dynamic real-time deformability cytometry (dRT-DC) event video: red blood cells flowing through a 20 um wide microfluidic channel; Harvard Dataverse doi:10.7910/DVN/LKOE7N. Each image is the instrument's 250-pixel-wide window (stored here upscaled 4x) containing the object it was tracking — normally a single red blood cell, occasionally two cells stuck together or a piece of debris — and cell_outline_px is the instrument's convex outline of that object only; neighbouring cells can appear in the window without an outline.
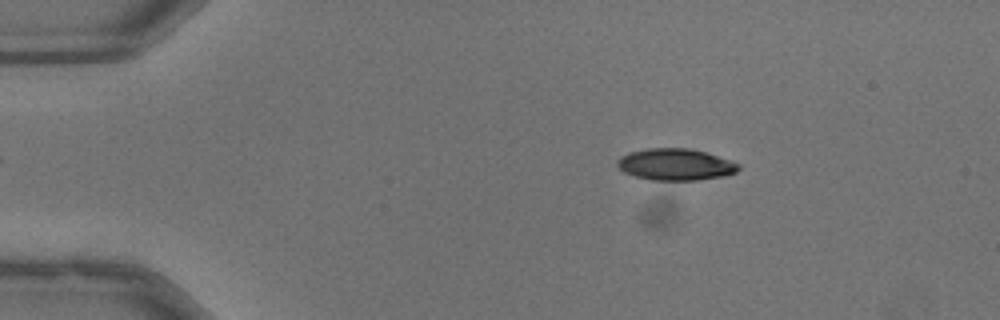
{"species": "common noctule bat (a hibernating species)", "species_latin": "Nyctalus noctula", "temperature_condition": "warm", "stored_images_in_passage": 44, "camera_frame_rate_fps": 3000, "um_per_image_px": 0.085, "animal": {"sex": "male", "body_mass_g": 13.3}, "frame": {"image": 1, "passage_image": 1, "time_ms": 0.0, "image_size_px": [1000, 320], "cell_outline_px": [[740, 168], [736, 172], [724, 176], [696, 180], [652, 180], [636, 176], [624, 172], [616, 164], [616, 160], [620, 156], [628, 152], [648, 148], [692, 148], [740, 164]], "centroid_in_image_um": [57.39, 13.97], "position_along_channel_um": 27.6, "area_um2": 22.31}}
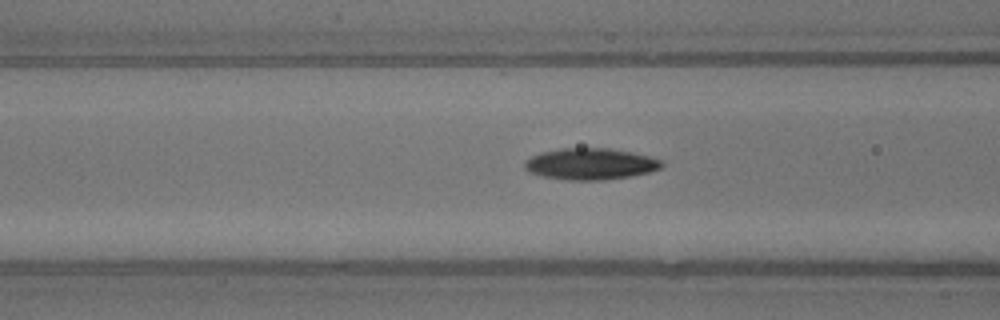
{"frame": {"image": 2, "passage_image": 13, "time_ms": 4.0, "image_size_px": [1000, 320], "cell_outline_px": [[664, 164], [660, 168], [648, 172], [628, 176], [604, 180], [568, 180], [544, 176], [532, 172], [524, 168], [524, 160], [540, 152], [560, 148], [608, 148], [632, 152], [648, 156], [660, 160]], "centroid_in_image_um": [50.16, 13.92], "position_along_channel_um": 116.4, "area_um2": 24.91}}
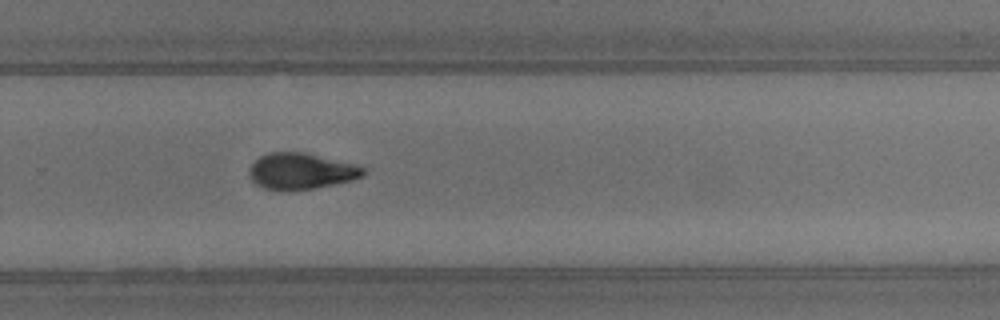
{"frame": {"image": 3, "passage_image": 27, "time_ms": 8.667, "image_size_px": [1000, 320], "cell_outline_px": [[368, 172], [364, 176], [352, 180], [312, 188], [288, 192], [284, 192], [264, 188], [256, 184], [248, 176], [248, 168], [260, 156], [268, 152], [304, 152], [352, 164], [364, 168]], "centroid_in_image_um": [25.54, 14.57], "position_along_channel_um": 304.3, "area_um2": 24.16}, "authors_computed_cell_mechanics": {"area_um2": 23.9292, "velocity_mm_per_s": 4.0361, "shape_relaxation_time_tau1_ms": 3.8424, "shape_relaxation_time_tau2_ms": 4.2676, "deformation_change_tau1": 0.1669, "deformation_change_tau2": 0.1055}}